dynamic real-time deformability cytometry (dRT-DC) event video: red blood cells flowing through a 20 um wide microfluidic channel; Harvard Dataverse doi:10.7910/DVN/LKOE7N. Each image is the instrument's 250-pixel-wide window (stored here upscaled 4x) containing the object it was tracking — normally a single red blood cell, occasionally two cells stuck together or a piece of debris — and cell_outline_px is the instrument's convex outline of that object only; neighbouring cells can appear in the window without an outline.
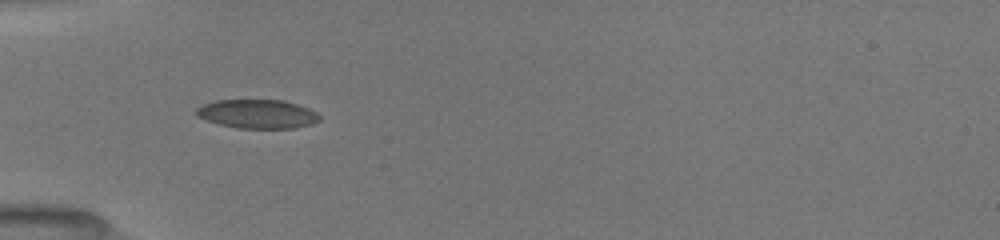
{"species": "common noctule bat (a hibernating species)", "species_latin": "Nyctalus noctula", "temperature_condition": "room temperature", "stored_images_in_passage": 5, "camera_frame_rate_fps": 3000, "um_per_image_px": 0.085, "animal": {"sex": "female", "body_mass_g": 19.5, "forearm_length_mm": 54.1}, "frame": {"image": 1, "passage_image": 1, "time_ms": 0.0, "image_size_px": [1000, 240], "cell_outline_px": [[320, 120], [312, 124], [296, 128], [236, 128], [204, 120], [196, 116], [196, 108], [204, 104], [216, 100], [284, 100], [308, 108], [316, 112], [320, 116]], "centroid_in_image_um": [21.87, 9.69], "position_along_channel_um": 63.1, "area_um2": 20.81}}
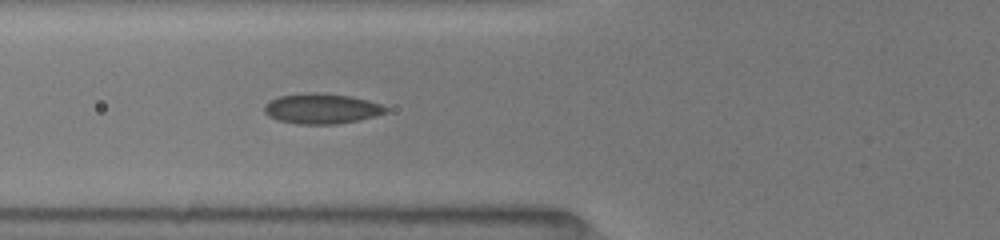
{"frame": {"image": 2, "passage_image": 3, "time_ms": 1.0, "image_size_px": [1000, 240], "cell_outline_px": [[388, 108], [384, 112], [360, 120], [336, 124], [296, 124], [276, 120], [268, 116], [264, 112], [264, 104], [268, 100], [280, 96], [308, 92], [316, 92], [348, 96], [368, 100], [380, 104]], "centroid_in_image_um": [27.25, 9.23], "position_along_channel_um": 98.5, "area_um2": 21.39}}
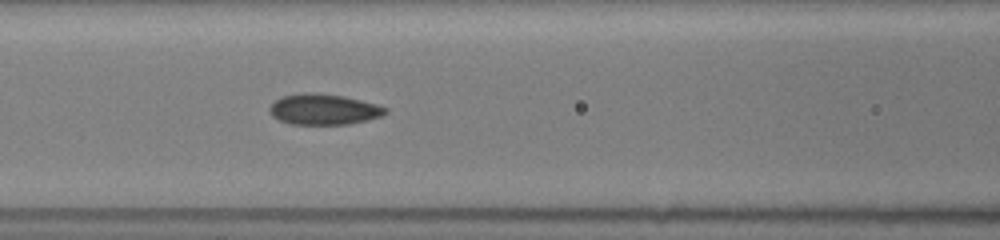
{"frame": {"image": 3, "passage_image": 5, "time_ms": 2.0, "image_size_px": [1000, 240], "cell_outline_px": [[388, 112], [384, 116], [368, 120], [348, 124], [292, 124], [280, 120], [272, 116], [268, 112], [268, 108], [280, 96], [304, 92], [312, 92], [344, 96], [376, 104], [388, 108]], "centroid_in_image_um": [27.52, 9.29], "position_along_channel_um": 139.1, "area_um2": 20.92}}